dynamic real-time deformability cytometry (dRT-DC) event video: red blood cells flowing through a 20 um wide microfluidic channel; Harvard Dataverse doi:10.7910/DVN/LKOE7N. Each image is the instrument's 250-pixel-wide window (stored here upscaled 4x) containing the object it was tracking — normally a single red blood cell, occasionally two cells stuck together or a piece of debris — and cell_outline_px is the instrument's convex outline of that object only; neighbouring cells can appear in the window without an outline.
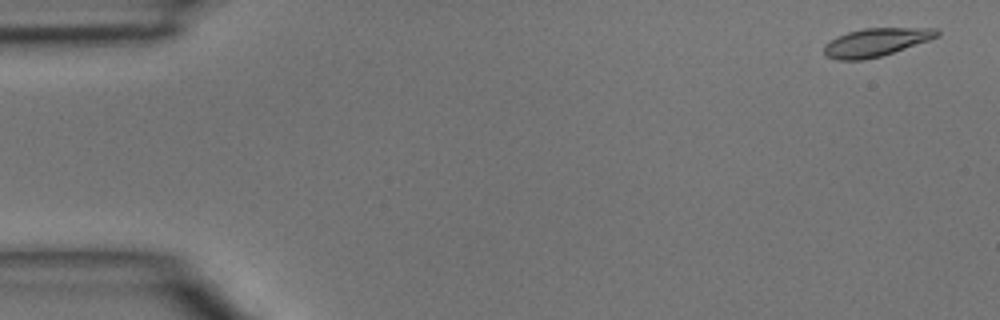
{"species": "common noctule bat (a hibernating species)", "species_latin": "Nyctalus noctula", "temperature_condition": "room temperature", "stored_images_in_passage": 9, "camera_frame_rate_fps": 3000, "um_per_image_px": 0.085, "animal": {"sex": "male", "body_mass_g": 15.6}, "frame": {"image": 1, "passage_image": 2, "time_ms": 0.333, "image_size_px": [1000, 320], "cell_outline_px": [[940, 36], [880, 56], [864, 60], [836, 60], [824, 56], [824, 44], [836, 36], [848, 32], [864, 28], [936, 28], [940, 32]], "centroid_in_image_um": [74.41, 3.59], "position_along_channel_um": 10.6, "area_um2": 18.5}}